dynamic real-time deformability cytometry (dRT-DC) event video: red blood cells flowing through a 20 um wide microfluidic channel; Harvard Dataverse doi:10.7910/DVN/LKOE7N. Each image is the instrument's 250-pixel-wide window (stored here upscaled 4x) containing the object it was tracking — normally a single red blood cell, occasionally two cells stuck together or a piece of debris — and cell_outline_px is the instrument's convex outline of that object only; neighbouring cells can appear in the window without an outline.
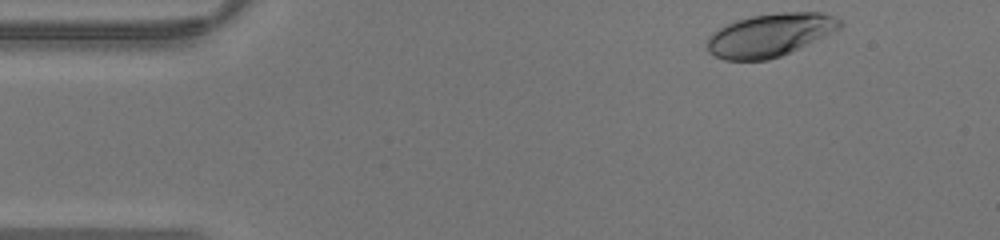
{"species": "human", "species_latin": "Homo sapiens", "temperature_condition": "warm", "stored_images_in_passage": 39, "camera_frame_rate_fps": 3000, "um_per_image_px": 0.085, "donor": {"sex": "male"}, "frame": {"image": 1, "passage_image": 1, "time_ms": 0.0, "image_size_px": [1000, 240], "cell_outline_px": [[844, 24], [840, 28], [792, 52], [768, 60], [724, 60], [708, 52], [708, 36], [712, 32], [736, 20], [752, 16], [780, 12], [820, 12], [836, 16]], "centroid_in_image_um": [65.46, 2.97], "position_along_channel_um": 19.5, "area_um2": 33.23}}
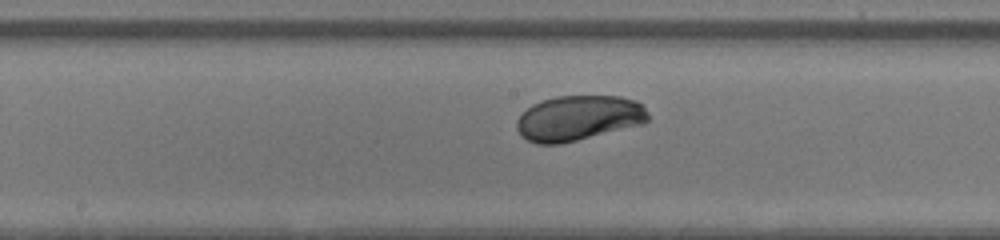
{"frame": {"image": 2, "passage_image": 18, "time_ms": 5.667, "image_size_px": [1000, 240], "cell_outline_px": [[648, 120], [644, 124], [560, 144], [536, 144], [520, 136], [516, 128], [516, 120], [532, 104], [556, 96], [620, 96], [636, 100], [644, 104], [648, 112]], "centroid_in_image_um": [49.19, 10.03], "position_along_channel_um": 199.0, "area_um2": 34.8}}
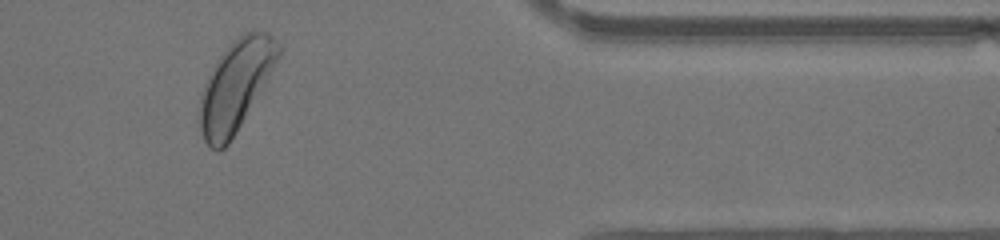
{"frame": {"image": 3, "passage_image": 32, "time_ms": 10.333, "image_size_px": [1000, 240], "cell_outline_px": [[280, 56], [264, 84], [228, 144], [224, 148], [216, 152], [204, 140], [200, 128], [200, 96], [204, 84], [216, 60], [228, 44], [244, 32], [256, 28], [268, 32], [280, 44]], "centroid_in_image_um": [20.03, 7.21], "position_along_channel_um": 391.4, "area_um2": 40.92}}